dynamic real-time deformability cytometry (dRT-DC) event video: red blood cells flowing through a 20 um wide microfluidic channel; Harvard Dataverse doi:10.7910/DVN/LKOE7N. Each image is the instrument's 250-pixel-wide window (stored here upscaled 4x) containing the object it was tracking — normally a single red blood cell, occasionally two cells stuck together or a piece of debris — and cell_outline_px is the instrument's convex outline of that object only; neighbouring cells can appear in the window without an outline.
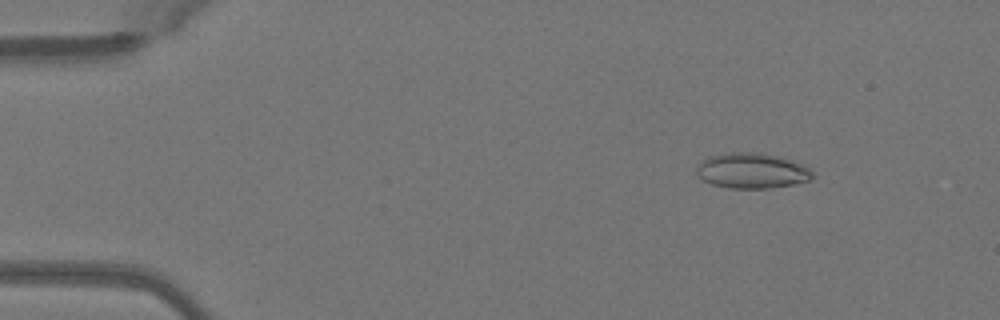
{"species": "Egyptian fruit bat (a non-hibernating species)", "species_latin": "Rousettus aegyptiacus", "temperature_condition": "warm", "stored_images_in_passage": 50, "camera_frame_rate_fps": 3000, "um_per_image_px": 0.085, "animal": {"sex": "female"}, "frame": {"image": 1, "passage_image": 7, "time_ms": 2.0, "image_size_px": [1000, 320], "cell_outline_px": [[812, 180], [792, 184], [768, 188], [728, 188], [712, 184], [704, 180], [696, 172], [696, 168], [700, 160], [708, 156], [728, 152], [748, 152], [780, 156], [804, 164], [812, 172]], "centroid_in_image_um": [63.89, 14.5], "position_along_channel_um": 21.1, "area_um2": 23.93}}
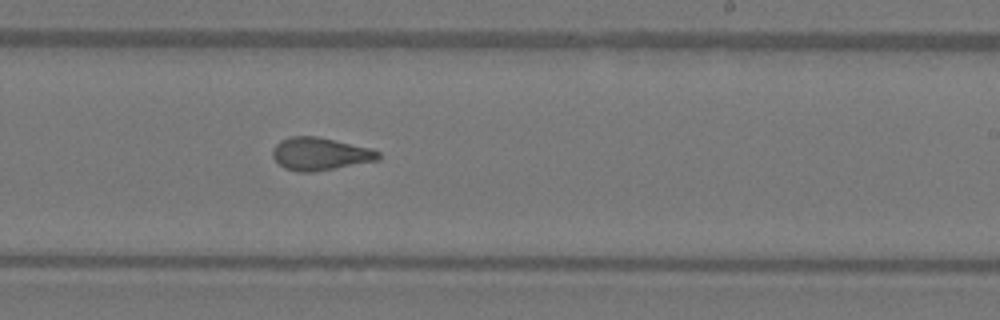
{"frame": {"image": 2, "passage_image": 31, "time_ms": 10.0, "image_size_px": [1000, 320], "cell_outline_px": [[380, 160], [336, 168], [312, 172], [296, 172], [284, 168], [272, 156], [272, 148], [280, 140], [288, 136], [316, 136], [372, 148], [380, 152]], "centroid_in_image_um": [27.21, 13.08], "position_along_channel_um": 261.8, "area_um2": 20.35}}
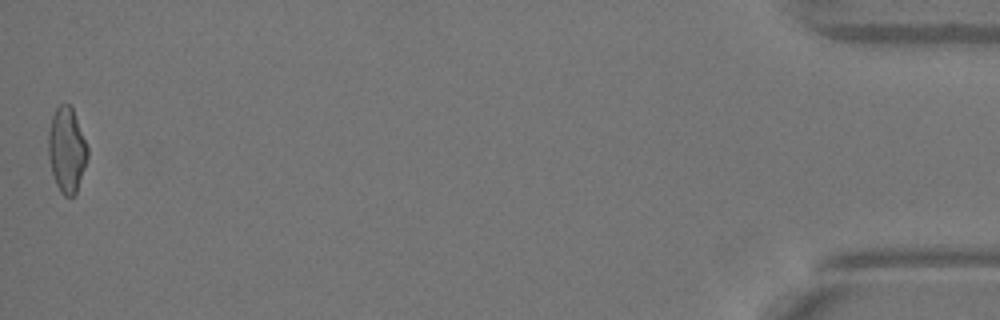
{"frame": {"image": 3, "passage_image": 50, "time_ms": 16.333, "image_size_px": [1000, 320], "cell_outline_px": [[88, 156], [76, 192], [72, 196], [64, 196], [60, 192], [56, 184], [52, 172], [48, 156], [48, 132], [52, 116], [56, 108], [60, 104], [68, 104], [72, 108], [88, 148]], "centroid_in_image_um": [5.65, 12.74], "position_along_channel_um": 429.5, "area_um2": 19.19}, "authors_computed_cell_mechanics": {"area_um2": 20.2878, "velocity_mm_per_s": 4.1138, "shape_relaxation_time_tau1_ms": 8.2492, "shape_relaxation_time_tau2_ms": 1.4385, "deformation_change_tau1": 0.1952, "deformation_change_tau2": 0.0756}}